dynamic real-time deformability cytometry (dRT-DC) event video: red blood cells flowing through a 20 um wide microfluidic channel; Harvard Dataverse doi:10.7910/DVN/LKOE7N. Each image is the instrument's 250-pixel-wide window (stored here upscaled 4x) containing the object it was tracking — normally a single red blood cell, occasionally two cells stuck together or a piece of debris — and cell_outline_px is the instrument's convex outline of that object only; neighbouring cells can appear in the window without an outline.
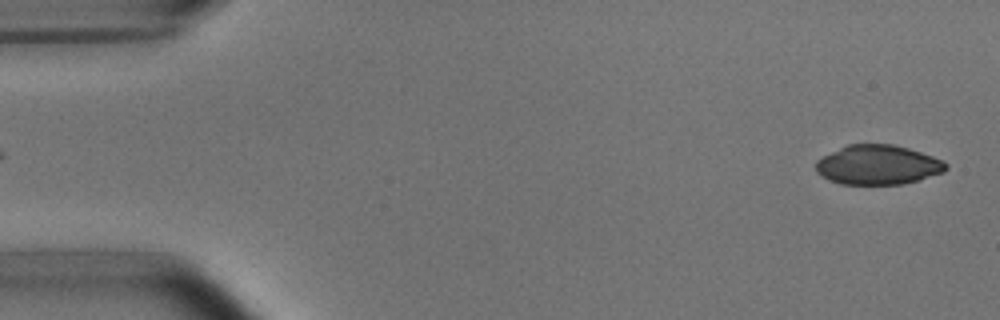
{"species": "common noctule bat (a hibernating species)", "species_latin": "Nyctalus noctula", "temperature_condition": "room temperature", "stored_images_in_passage": 5, "segment_of_instrument_passage": [2, 2], "camera_frame_rate_fps": 3000, "um_per_image_px": 0.085, "animal": {"sex": "male", "body_mass_g": 15.6}, "frame": {"image": 1, "passage_image": 5, "time_ms": 5.333, "image_size_px": [1000, 320], "cell_outline_px": [[948, 168], [944, 172], [916, 180], [900, 184], [840, 184], [828, 180], [820, 176], [816, 172], [816, 160], [848, 144], [892, 144], [908, 148], [944, 160], [948, 164]], "centroid_in_image_um": [74.61, 14.01], "position_along_channel_um": 10.4, "area_um2": 29.88}}